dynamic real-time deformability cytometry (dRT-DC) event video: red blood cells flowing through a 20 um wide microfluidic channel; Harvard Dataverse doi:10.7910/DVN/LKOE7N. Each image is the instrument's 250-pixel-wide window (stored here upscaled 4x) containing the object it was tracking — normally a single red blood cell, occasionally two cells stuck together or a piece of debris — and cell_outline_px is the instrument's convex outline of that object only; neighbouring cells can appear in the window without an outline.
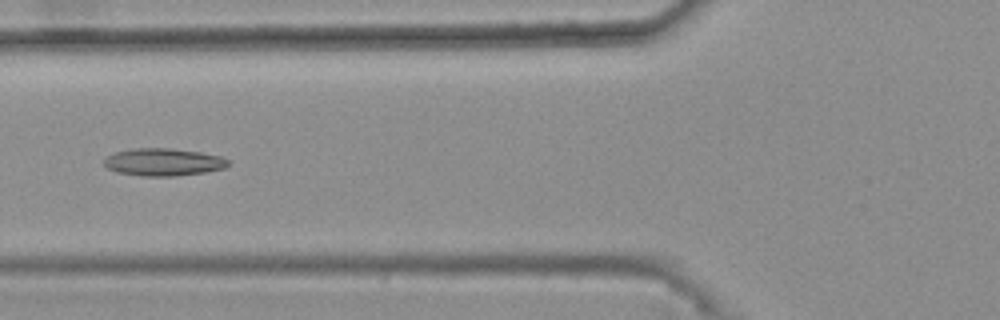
{"species": "common noctule bat (a hibernating species)", "species_latin": "Nyctalus noctula", "temperature_condition": "warm", "stored_images_in_passage": 9, "camera_frame_rate_fps": 3000, "um_per_image_px": 0.085, "animal": {"sex": "female", "body_mass_g": 25.1}, "frame": {"image": 1, "passage_image": 7, "time_ms": 2.0, "image_size_px": [1000, 320], "cell_outline_px": [[228, 164], [224, 168], [204, 172], [176, 176], [140, 176], [116, 172], [108, 168], [104, 164], [104, 160], [108, 156], [116, 152], [136, 148], [172, 148], [200, 152], [224, 156], [228, 160]], "centroid_in_image_um": [13.9, 13.77], "position_along_channel_um": 111.9, "area_um2": 19.88}}